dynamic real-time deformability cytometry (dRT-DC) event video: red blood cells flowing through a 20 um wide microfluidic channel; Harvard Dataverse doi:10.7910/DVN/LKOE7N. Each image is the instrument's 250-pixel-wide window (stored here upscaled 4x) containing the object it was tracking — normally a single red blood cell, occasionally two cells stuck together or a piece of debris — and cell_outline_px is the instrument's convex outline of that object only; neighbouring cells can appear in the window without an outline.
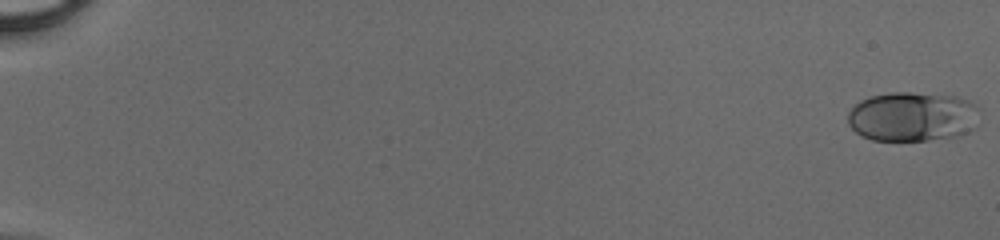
{"species": "human", "species_latin": "Homo sapiens", "temperature_condition": "cold", "stored_images_in_passage": 50, "camera_frame_rate_fps": 3000, "um_per_image_px": 0.085, "donor": {"sex": "male"}, "frame": {"image": 1, "passage_image": 1, "time_ms": 0.0, "image_size_px": [1000, 240], "cell_outline_px": [[980, 108], [976, 128], [960, 136], [928, 140], [872, 140], [860, 136], [848, 124], [848, 112], [860, 100], [868, 96], [892, 92], [908, 92], [956, 96], [968, 100], [976, 104]], "centroid_in_image_um": [77.59, 9.91], "position_along_channel_um": 7.4, "area_um2": 38.61}}
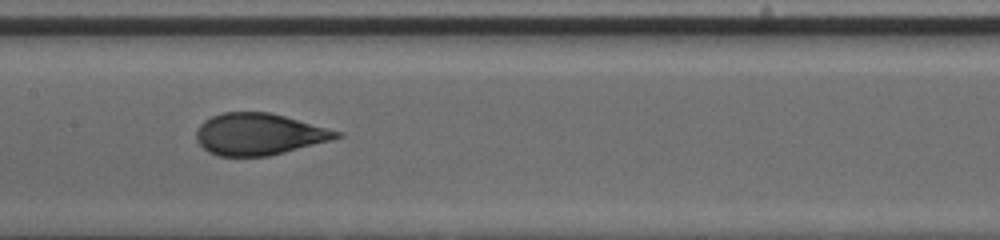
{"frame": {"image": 2, "passage_image": 28, "time_ms": 9.0, "image_size_px": [1000, 240], "cell_outline_px": [[344, 136], [332, 140], [268, 156], [216, 156], [208, 152], [196, 140], [196, 132], [200, 124], [204, 120], [220, 112], [268, 112], [284, 116], [340, 132]], "centroid_in_image_um": [21.97, 11.41], "position_along_channel_um": 185.4, "area_um2": 33.87}}
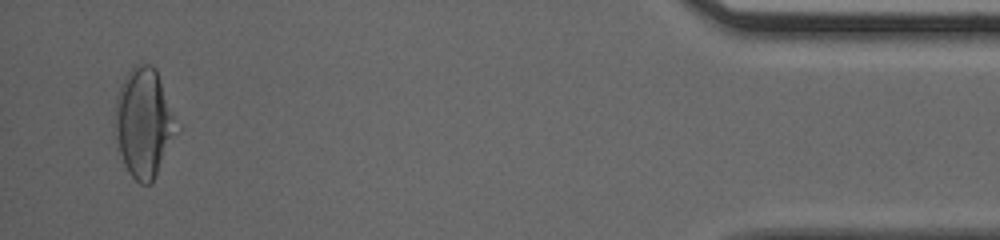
{"frame": {"image": 3, "passage_image": 49, "time_ms": 16.0, "image_size_px": [1000, 240], "cell_outline_px": [[172, 116], [168, 136], [152, 184], [140, 184], [128, 172], [124, 164], [120, 152], [112, 124], [116, 96], [120, 84], [128, 72], [136, 64], [152, 64], [156, 68]], "centroid_in_image_um": [12.04, 10.36], "position_along_channel_um": 423.2, "area_um2": 36.76}}